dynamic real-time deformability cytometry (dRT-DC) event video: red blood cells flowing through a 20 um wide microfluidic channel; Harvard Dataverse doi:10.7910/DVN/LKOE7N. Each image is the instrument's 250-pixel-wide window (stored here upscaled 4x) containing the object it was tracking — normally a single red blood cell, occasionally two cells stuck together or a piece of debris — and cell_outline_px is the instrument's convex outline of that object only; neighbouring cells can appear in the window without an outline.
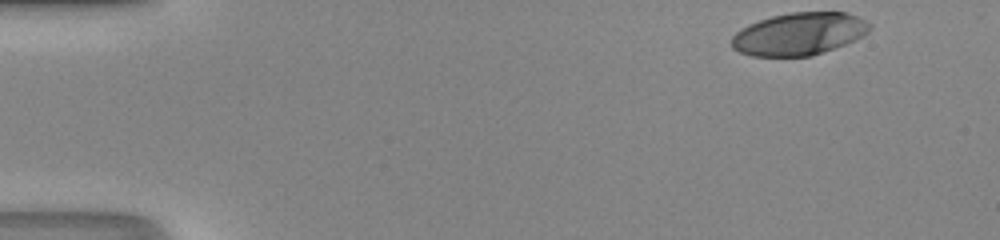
{"species": "human", "species_latin": "Homo sapiens", "temperature_condition": "room temperature", "stored_images_in_passage": 38, "camera_frame_rate_fps": 3000, "um_per_image_px": 0.085, "donor": {"sex": "male"}, "frame": {"image": 1, "passage_image": 1, "time_ms": 0.0, "image_size_px": [1000, 240], "cell_outline_px": [[872, 28], [864, 36], [844, 44], [812, 56], [752, 56], [740, 52], [732, 48], [732, 36], [736, 32], [748, 24], [772, 16], [792, 12], [848, 12], [872, 24]], "centroid_in_image_um": [67.94, 2.88], "position_along_channel_um": 17.1, "area_um2": 34.16}}
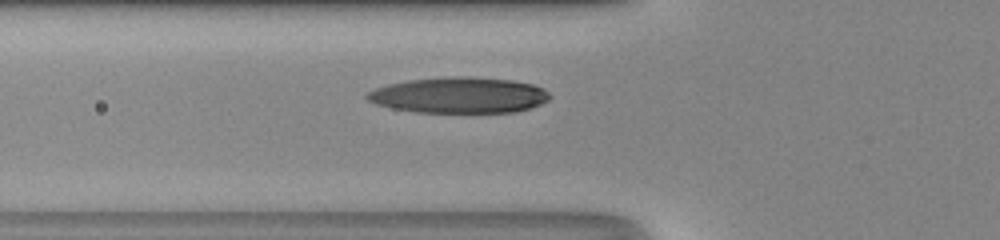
{"frame": {"image": 2, "passage_image": 15, "time_ms": 4.667, "image_size_px": [1000, 240], "cell_outline_px": [[552, 96], [548, 100], [540, 104], [516, 112], [416, 112], [392, 108], [376, 104], [368, 100], [364, 96], [368, 92], [376, 88], [388, 84], [408, 80], [456, 76], [468, 76], [512, 80], [532, 84], [544, 88]], "centroid_in_image_um": [39.03, 8.08], "position_along_channel_um": 86.8, "area_um2": 38.15}}
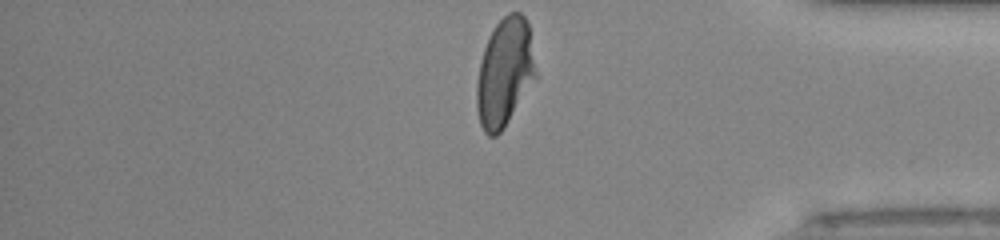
{"frame": {"image": 3, "passage_image": 38, "time_ms": 12.333, "image_size_px": [1000, 240], "cell_outline_px": [[536, 76], [504, 128], [496, 136], [488, 136], [484, 132], [480, 124], [476, 108], [476, 84], [480, 64], [484, 48], [496, 24], [508, 12], [520, 12], [524, 16], [528, 24]], "centroid_in_image_um": [42.86, 6.18], "position_along_channel_um": 392.3, "area_um2": 36.65}, "authors_computed_cell_mechanics": {"area_um2": 37.3388, "velocity_mm_per_s": 4.2531, "shape_relaxation_time_tau1_ms": 6.4955, "shape_relaxation_time_tau2_ms": 0.7817, "deformation_change_tau1": 0.2877, "deformation_change_tau2": 0.0448}}